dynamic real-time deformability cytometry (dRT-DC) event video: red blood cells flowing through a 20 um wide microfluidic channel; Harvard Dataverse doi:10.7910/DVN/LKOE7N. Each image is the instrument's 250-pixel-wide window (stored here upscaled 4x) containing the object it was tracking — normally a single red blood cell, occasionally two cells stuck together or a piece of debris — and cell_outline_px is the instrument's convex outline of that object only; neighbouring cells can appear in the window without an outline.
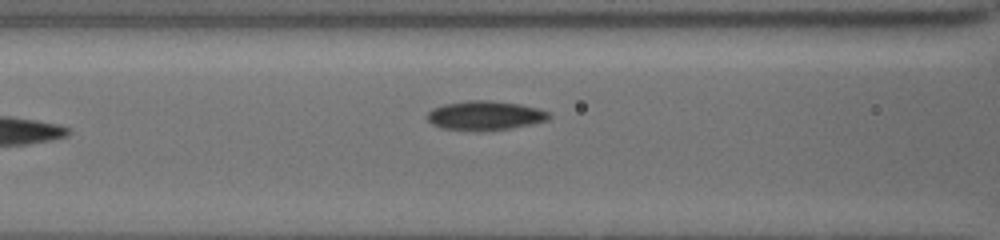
{"species": "common noctule bat (a hibernating species)", "species_latin": "Nyctalus noctula", "temperature_condition": "cold", "stored_images_in_passage": 11, "camera_frame_rate_fps": 3000, "um_per_image_px": 0.085, "animal": {"sex": "female", "body_mass_g": 19.5, "forearm_length_mm": 54.1}, "frame": {"image": 1, "passage_image": 11, "time_ms": 9.0, "image_size_px": [1000, 240], "cell_outline_px": [[552, 116], [548, 120], [532, 124], [512, 128], [484, 132], [476, 132], [440, 128], [432, 124], [424, 116], [432, 108], [444, 104], [468, 100], [488, 100], [520, 104], [536, 108], [548, 112]], "centroid_in_image_um": [41.19, 9.84], "position_along_channel_um": 125.4, "area_um2": 21.21}}